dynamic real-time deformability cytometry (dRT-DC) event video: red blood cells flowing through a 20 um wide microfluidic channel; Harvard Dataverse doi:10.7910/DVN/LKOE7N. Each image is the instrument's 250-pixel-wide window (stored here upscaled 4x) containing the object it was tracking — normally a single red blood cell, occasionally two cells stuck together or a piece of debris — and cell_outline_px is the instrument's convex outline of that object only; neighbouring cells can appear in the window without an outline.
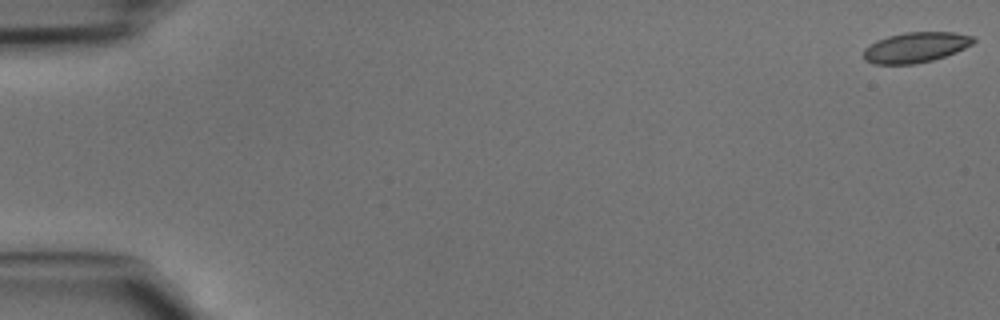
{"species": "common noctule bat (a hibernating species)", "species_latin": "Nyctalus noctula", "temperature_condition": "cold", "stored_images_in_passage": 11, "camera_frame_rate_fps": 3000, "um_per_image_px": 0.085, "animal": {"sex": "male", "body_mass_g": 15.6}, "frame": {"image": 1, "passage_image": 1, "time_ms": 0.0, "image_size_px": [1000, 320], "cell_outline_px": [[976, 40], [972, 44], [956, 52], [932, 60], [916, 64], [876, 64], [864, 60], [864, 48], [876, 40], [888, 36], [904, 32], [956, 32], [972, 36]], "centroid_in_image_um": [77.82, 4.02], "position_along_channel_um": 7.2, "area_um2": 19.42}}